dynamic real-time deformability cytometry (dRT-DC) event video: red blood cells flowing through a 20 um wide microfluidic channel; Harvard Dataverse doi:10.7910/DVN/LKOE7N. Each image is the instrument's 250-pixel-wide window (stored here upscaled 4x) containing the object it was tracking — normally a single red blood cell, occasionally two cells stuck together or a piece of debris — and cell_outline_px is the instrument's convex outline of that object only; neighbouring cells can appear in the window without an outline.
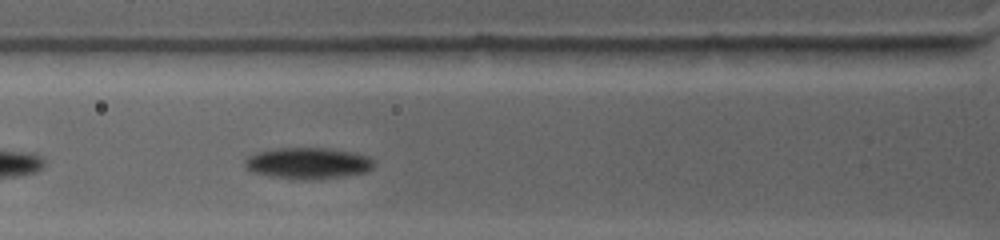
{"species": "common noctule bat (a hibernating species)", "species_latin": "Nyctalus noctula", "temperature_condition": "warm", "stored_images_in_passage": 17, "camera_frame_rate_fps": 4500, "um_per_image_px": 0.085, "animal": {"sex": "female", "body_mass_g": 19.0, "forearm_length_mm": 53.3}, "frame": {"image": 1, "passage_image": 5, "time_ms": 2.0, "image_size_px": [1000, 240], "cell_outline_px": [[376, 164], [368, 172], [344, 176], [312, 180], [304, 180], [272, 176], [252, 172], [244, 168], [244, 160], [248, 156], [256, 152], [276, 148], [328, 148], [368, 156]], "centroid_in_image_um": [26.15, 13.88], "position_along_channel_um": 99.6, "area_um2": 23.64}}
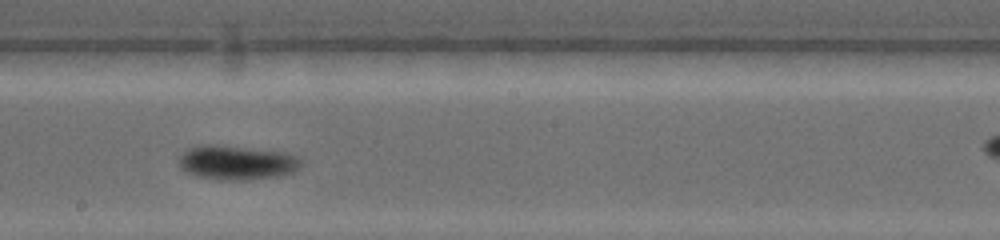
{"frame": {"image": 2, "passage_image": 12, "time_ms": 5.556, "image_size_px": [1000, 240], "cell_outline_px": [[304, 164], [292, 172], [280, 176], [244, 180], [224, 180], [192, 176], [180, 164], [180, 156], [184, 152], [192, 148], [208, 144], [216, 144], [284, 152], [296, 156]], "centroid_in_image_um": [20.17, 13.83], "position_along_channel_um": 228.0, "area_um2": 24.22}}
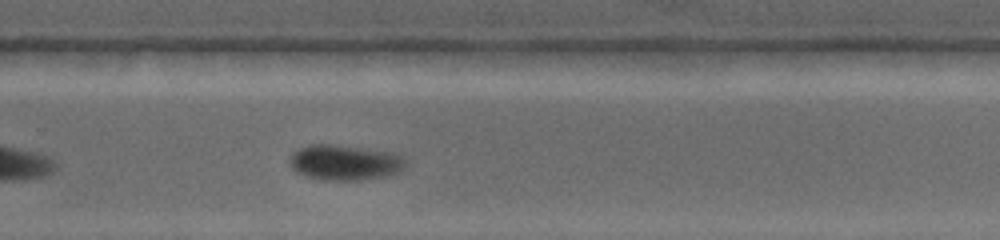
{"frame": {"image": 3, "passage_image": 16, "time_ms": 7.556, "image_size_px": [1000, 240], "cell_outline_px": [[408, 164], [400, 172], [388, 176], [360, 180], [328, 180], [308, 176], [296, 172], [288, 164], [288, 160], [292, 152], [300, 148], [312, 144], [336, 144], [392, 152], [404, 156], [408, 160]], "centroid_in_image_um": [29.35, 13.8], "position_along_channel_um": 300.4, "area_um2": 24.33}}